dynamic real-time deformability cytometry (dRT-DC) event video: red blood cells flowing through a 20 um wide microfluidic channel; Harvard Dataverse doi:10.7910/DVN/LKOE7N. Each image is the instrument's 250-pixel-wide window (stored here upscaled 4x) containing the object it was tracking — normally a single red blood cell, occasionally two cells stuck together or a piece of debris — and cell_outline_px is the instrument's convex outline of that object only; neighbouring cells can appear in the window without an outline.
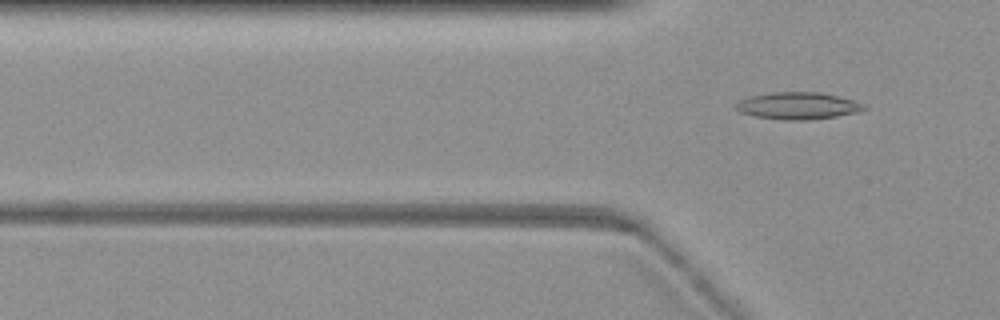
{"species": "common noctule bat (a hibernating species)", "species_latin": "Nyctalus noctula", "temperature_condition": "warm", "stored_images_in_passage": 4, "camera_frame_rate_fps": 3000, "um_per_image_px": 0.085, "animal": {"sex": "female", "body_mass_g": 19.3, "forearm_length_mm": 54.1}, "frame": {"image": 1, "passage_image": 4, "time_ms": 1.0, "image_size_px": [1000, 320], "cell_outline_px": [[868, 108], [856, 112], [836, 116], [808, 120], [780, 120], [756, 116], [740, 112], [732, 108], [732, 104], [740, 100], [752, 96], [772, 92], [820, 92], [840, 96], [864, 104]], "centroid_in_image_um": [67.78, 8.99], "position_along_channel_um": 58.0, "area_um2": 20.29}}